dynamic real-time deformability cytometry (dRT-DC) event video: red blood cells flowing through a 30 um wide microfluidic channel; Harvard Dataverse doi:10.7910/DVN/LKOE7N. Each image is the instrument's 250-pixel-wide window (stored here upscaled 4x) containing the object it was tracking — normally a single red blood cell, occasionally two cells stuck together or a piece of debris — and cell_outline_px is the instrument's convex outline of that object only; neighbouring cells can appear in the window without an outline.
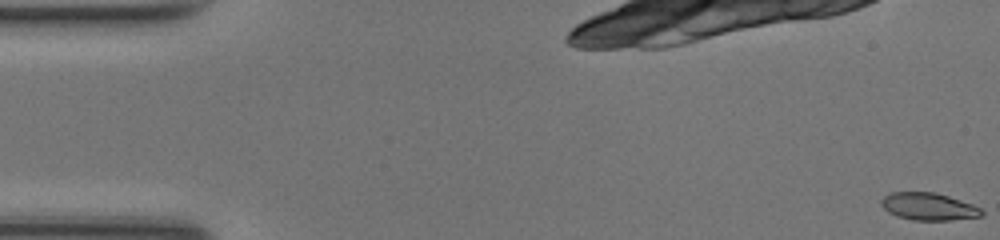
{"species": "common noctule bat (a hibernating species)", "species_latin": "Nyctalus noctula", "temperature_condition": "room temperature", "stored_images_in_passage": 50, "camera_frame_rate_fps": 3000, "um_per_image_px": 0.085, "animal": {"sex": "female", "body_mass_g": 17.0, "forearm_length_mm": 48.0}, "frame": {"image": 1, "passage_image": 1, "time_ms": 0.0, "image_size_px": [1000, 240], "cell_outline_px": [[984, 216], [952, 220], [912, 220], [896, 216], [888, 212], [880, 204], [880, 200], [884, 196], [892, 192], [932, 192], [948, 196], [972, 204], [980, 208], [984, 212]], "centroid_in_image_um": [78.92, 17.56], "position_along_channel_um": 6.1, "area_um2": 16.07}}
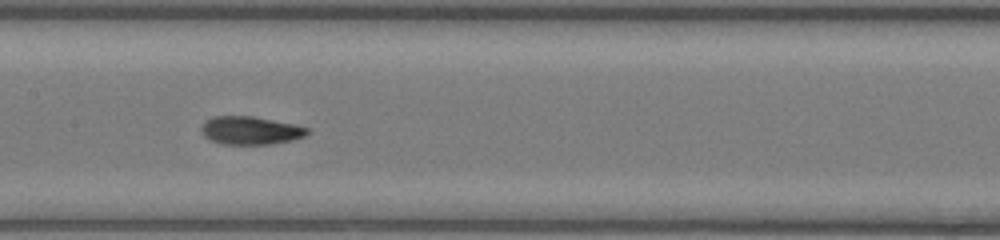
{"frame": {"image": 2, "passage_image": 25, "time_ms": 8.0, "image_size_px": [1000, 240], "cell_outline_px": [[308, 132], [304, 136], [292, 140], [272, 144], [220, 144], [204, 136], [200, 128], [208, 120], [216, 116], [252, 116], [292, 124], [308, 128]], "centroid_in_image_um": [21.28, 11.1], "position_along_channel_um": 186.1, "area_um2": 17.05}}
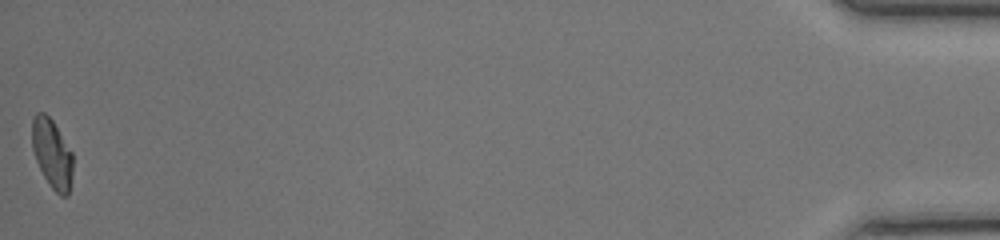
{"frame": {"image": 3, "passage_image": 50, "time_ms": 16.333, "image_size_px": [1000, 240], "cell_outline_px": [[72, 172], [68, 196], [60, 196], [52, 188], [44, 176], [36, 160], [32, 148], [32, 120], [36, 112], [44, 112], [52, 120], [72, 152]], "centroid_in_image_um": [4.41, 13.05], "position_along_channel_um": 430.8, "area_um2": 16.24}, "authors_computed_cell_mechanics": {"area_um2": 16.7331, "velocity_mm_per_s": 4.2294, "shape_relaxation_time_tau1_ms": 4.7406, "shape_relaxation_time_tau2_ms": 2.0105, "deformation_change_tau1": 0.1827, "deformation_change_tau2": 0.0597}}